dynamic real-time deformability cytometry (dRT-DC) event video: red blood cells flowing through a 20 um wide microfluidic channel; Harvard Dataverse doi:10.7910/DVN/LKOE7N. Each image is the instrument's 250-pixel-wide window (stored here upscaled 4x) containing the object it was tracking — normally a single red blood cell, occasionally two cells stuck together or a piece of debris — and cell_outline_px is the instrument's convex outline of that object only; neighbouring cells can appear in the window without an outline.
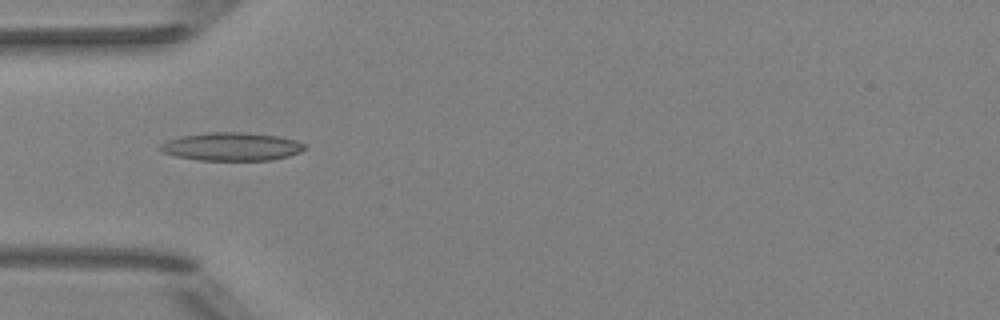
{"species": "Egyptian fruit bat (a non-hibernating species)", "species_latin": "Rousettus aegyptiacus", "temperature_condition": "room temperature", "stored_images_in_passage": 8, "camera_frame_rate_fps": 3000, "um_per_image_px": 0.085, "animal": {"sex": "female"}, "frame": {"image": 1, "passage_image": 5, "time_ms": 5.333, "image_size_px": [1000, 320], "cell_outline_px": [[304, 148], [300, 152], [288, 156], [272, 160], [200, 160], [176, 156], [160, 152], [156, 148], [160, 144], [168, 140], [180, 136], [208, 132], [248, 132], [280, 136], [296, 140], [304, 144]], "centroid_in_image_um": [19.65, 12.45], "position_along_channel_um": 65.4, "area_um2": 23.93}}
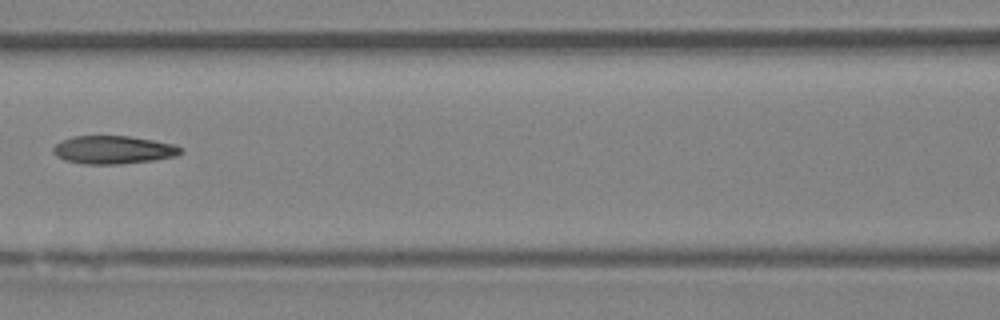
{"frame": {"image": 2, "passage_image": 7, "time_ms": 7.667, "image_size_px": [1000, 320], "cell_outline_px": [[184, 152], [176, 156], [152, 160], [120, 164], [84, 164], [64, 160], [56, 156], [52, 152], [52, 148], [60, 140], [72, 136], [128, 136], [176, 144], [184, 148]], "centroid_in_image_um": [9.63, 12.73], "position_along_channel_um": 157.0, "area_um2": 21.1}}
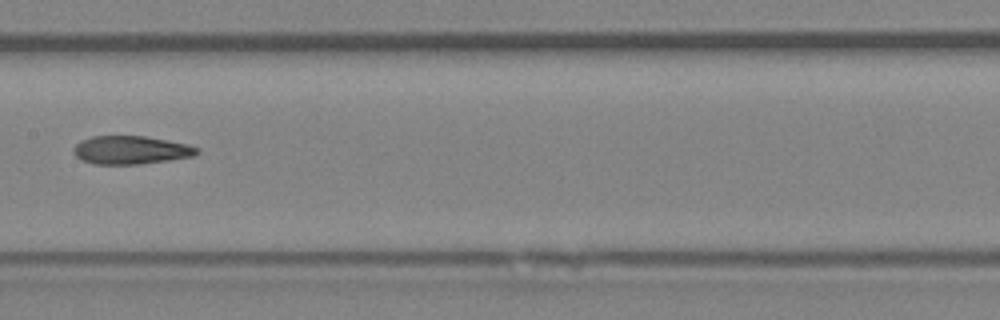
{"frame": {"image": 3, "passage_image": 8, "time_ms": 8.667, "image_size_px": [1000, 320], "cell_outline_px": [[200, 152], [196, 156], [140, 164], [96, 164], [80, 160], [72, 152], [72, 148], [80, 140], [92, 136], [144, 136], [168, 140], [188, 144], [200, 148]], "centroid_in_image_um": [11.13, 12.75], "position_along_channel_um": 196.3, "area_um2": 20.58}}